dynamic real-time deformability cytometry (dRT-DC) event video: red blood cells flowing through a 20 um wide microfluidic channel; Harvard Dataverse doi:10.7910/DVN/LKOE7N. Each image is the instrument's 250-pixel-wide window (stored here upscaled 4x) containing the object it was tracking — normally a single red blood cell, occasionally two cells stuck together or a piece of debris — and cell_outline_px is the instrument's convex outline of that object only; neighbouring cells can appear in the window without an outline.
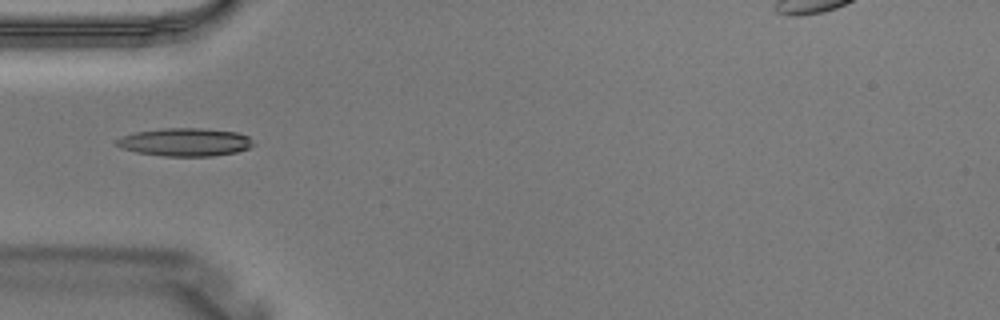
{"species": "Egyptian fruit bat (a non-hibernating species)", "species_latin": "Rousettus aegyptiacus", "temperature_condition": "warm", "stored_images_in_passage": 2, "camera_frame_rate_fps": 3000, "um_per_image_px": 0.085, "animal": {"sex": "male"}, "frame": {"image": 1, "passage_image": 2, "time_ms": 0.333, "image_size_px": [1000, 320], "cell_outline_px": [[252, 144], [248, 148], [236, 152], [212, 156], [164, 156], [136, 152], [120, 148], [112, 144], [116, 140], [124, 136], [136, 132], [164, 128], [200, 128], [236, 132], [248, 136]], "centroid_in_image_um": [15.67, 12.08], "position_along_channel_um": 69.3, "area_um2": 22.2}}